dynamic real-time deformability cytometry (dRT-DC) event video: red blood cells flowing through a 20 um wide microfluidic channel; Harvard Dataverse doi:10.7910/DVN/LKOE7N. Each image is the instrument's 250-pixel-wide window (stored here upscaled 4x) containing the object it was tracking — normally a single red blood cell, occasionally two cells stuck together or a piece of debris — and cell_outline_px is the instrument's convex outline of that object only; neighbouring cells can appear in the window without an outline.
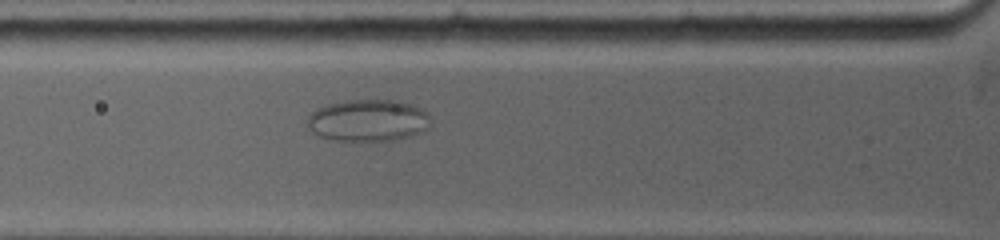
{"species": "common noctule bat (a hibernating species)", "species_latin": "Nyctalus noctula", "temperature_condition": "warm", "stored_images_in_passage": 39, "camera_frame_rate_fps": 5000, "um_per_image_px": 0.085, "animal": {"sex": "female", "body_mass_g": 19.0, "forearm_length_mm": 53.3}, "frame": {"image": 1, "passage_image": 9, "time_ms": 2.8, "image_size_px": [1000, 240], "cell_outline_px": [[432, 116], [428, 128], [412, 136], [392, 140], [332, 140], [320, 136], [312, 132], [308, 128], [308, 116], [316, 108], [328, 104], [348, 100], [392, 100], [412, 104], [428, 112]], "centroid_in_image_um": [31.31, 10.23], "position_along_channel_um": 94.5, "area_um2": 30.17}}
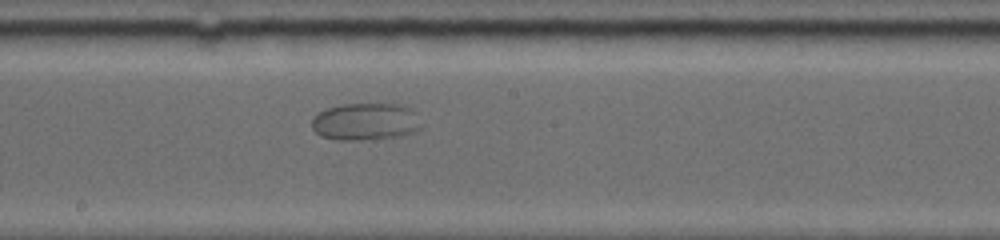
{"frame": {"image": 2, "passage_image": 19, "time_ms": 6.2, "image_size_px": [1000, 240], "cell_outline_px": [[420, 128], [416, 132], [400, 136], [360, 140], [336, 140], [320, 136], [312, 128], [312, 116], [328, 108], [344, 104], [400, 104], [408, 108], [412, 112], [420, 124]], "centroid_in_image_um": [31.02, 10.35], "position_along_channel_um": 217.2, "area_um2": 23.58}}
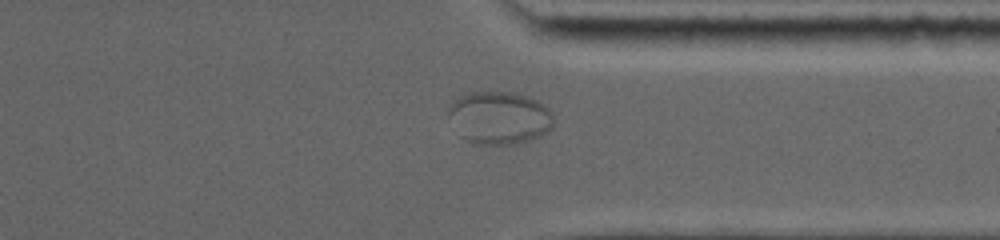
{"frame": {"image": 3, "passage_image": 32, "time_ms": 10.4, "image_size_px": [1000, 240], "cell_outline_px": [[552, 128], [540, 136], [520, 144], [476, 144], [460, 136], [448, 116], [448, 104], [460, 96], [468, 92], [512, 92], [528, 96], [544, 104], [552, 112]], "centroid_in_image_um": [42.43, 10.0], "position_along_channel_um": 369.0, "area_um2": 32.54}}